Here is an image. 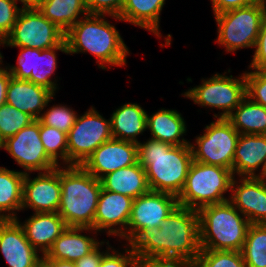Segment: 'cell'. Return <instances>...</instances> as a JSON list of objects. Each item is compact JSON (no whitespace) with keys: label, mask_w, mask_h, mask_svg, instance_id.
<instances>
[{"label":"cell","mask_w":266,"mask_h":267,"mask_svg":"<svg viewBox=\"0 0 266 267\" xmlns=\"http://www.w3.org/2000/svg\"><path fill=\"white\" fill-rule=\"evenodd\" d=\"M128 245L141 265L154 260L196 261L201 251L198 211L177 205L160 227L143 229Z\"/></svg>","instance_id":"1"},{"label":"cell","mask_w":266,"mask_h":267,"mask_svg":"<svg viewBox=\"0 0 266 267\" xmlns=\"http://www.w3.org/2000/svg\"><path fill=\"white\" fill-rule=\"evenodd\" d=\"M137 146L138 162L145 168L150 191L178 196L193 161L190 144L172 146L149 138Z\"/></svg>","instance_id":"2"},{"label":"cell","mask_w":266,"mask_h":267,"mask_svg":"<svg viewBox=\"0 0 266 267\" xmlns=\"http://www.w3.org/2000/svg\"><path fill=\"white\" fill-rule=\"evenodd\" d=\"M67 54L90 53L96 57L98 67L125 66L130 53L127 45L105 15L88 14L65 32ZM107 64V65H106Z\"/></svg>","instance_id":"3"},{"label":"cell","mask_w":266,"mask_h":267,"mask_svg":"<svg viewBox=\"0 0 266 267\" xmlns=\"http://www.w3.org/2000/svg\"><path fill=\"white\" fill-rule=\"evenodd\" d=\"M61 198L58 213L68 227L94 229V217L102 190L99 179L81 165L60 167Z\"/></svg>","instance_id":"4"},{"label":"cell","mask_w":266,"mask_h":267,"mask_svg":"<svg viewBox=\"0 0 266 267\" xmlns=\"http://www.w3.org/2000/svg\"><path fill=\"white\" fill-rule=\"evenodd\" d=\"M198 216L201 250H242L251 223L229 200L202 207Z\"/></svg>","instance_id":"5"},{"label":"cell","mask_w":266,"mask_h":267,"mask_svg":"<svg viewBox=\"0 0 266 267\" xmlns=\"http://www.w3.org/2000/svg\"><path fill=\"white\" fill-rule=\"evenodd\" d=\"M232 170L192 161L184 187L177 196L178 205L199 211L202 207L229 200L224 194L231 190Z\"/></svg>","instance_id":"6"},{"label":"cell","mask_w":266,"mask_h":267,"mask_svg":"<svg viewBox=\"0 0 266 267\" xmlns=\"http://www.w3.org/2000/svg\"><path fill=\"white\" fill-rule=\"evenodd\" d=\"M218 31L217 44L227 52L254 48L263 20L266 5L257 0L253 4L214 15Z\"/></svg>","instance_id":"7"},{"label":"cell","mask_w":266,"mask_h":267,"mask_svg":"<svg viewBox=\"0 0 266 267\" xmlns=\"http://www.w3.org/2000/svg\"><path fill=\"white\" fill-rule=\"evenodd\" d=\"M225 74L216 73L210 78H202L200 85L189 88L182 95L201 107L222 110L219 115L214 114L215 118H227L246 97V81L244 72L239 78Z\"/></svg>","instance_id":"8"},{"label":"cell","mask_w":266,"mask_h":267,"mask_svg":"<svg viewBox=\"0 0 266 267\" xmlns=\"http://www.w3.org/2000/svg\"><path fill=\"white\" fill-rule=\"evenodd\" d=\"M203 132L190 143L193 161L232 170L239 132L226 118H216Z\"/></svg>","instance_id":"9"},{"label":"cell","mask_w":266,"mask_h":267,"mask_svg":"<svg viewBox=\"0 0 266 267\" xmlns=\"http://www.w3.org/2000/svg\"><path fill=\"white\" fill-rule=\"evenodd\" d=\"M65 40V32L49 21L38 9H21L11 33L1 45L48 49Z\"/></svg>","instance_id":"10"},{"label":"cell","mask_w":266,"mask_h":267,"mask_svg":"<svg viewBox=\"0 0 266 267\" xmlns=\"http://www.w3.org/2000/svg\"><path fill=\"white\" fill-rule=\"evenodd\" d=\"M110 119H105L92 106L67 133L68 165H82L104 142L112 139Z\"/></svg>","instance_id":"11"},{"label":"cell","mask_w":266,"mask_h":267,"mask_svg":"<svg viewBox=\"0 0 266 267\" xmlns=\"http://www.w3.org/2000/svg\"><path fill=\"white\" fill-rule=\"evenodd\" d=\"M17 65H8L9 73L16 79L29 80L36 85L45 87L54 95L58 89L57 80H53V75L57 69V50L67 54V43L64 40L61 44L48 49H32L27 47L19 48Z\"/></svg>","instance_id":"12"},{"label":"cell","mask_w":266,"mask_h":267,"mask_svg":"<svg viewBox=\"0 0 266 267\" xmlns=\"http://www.w3.org/2000/svg\"><path fill=\"white\" fill-rule=\"evenodd\" d=\"M39 134V120H34L2 142V148L23 168L25 174L47 172L58 167L47 155Z\"/></svg>","instance_id":"13"},{"label":"cell","mask_w":266,"mask_h":267,"mask_svg":"<svg viewBox=\"0 0 266 267\" xmlns=\"http://www.w3.org/2000/svg\"><path fill=\"white\" fill-rule=\"evenodd\" d=\"M178 205L177 196L166 192L149 191L133 200L126 233L120 238L129 243L140 231L160 227Z\"/></svg>","instance_id":"14"},{"label":"cell","mask_w":266,"mask_h":267,"mask_svg":"<svg viewBox=\"0 0 266 267\" xmlns=\"http://www.w3.org/2000/svg\"><path fill=\"white\" fill-rule=\"evenodd\" d=\"M23 180L22 209L31 208L34 213L58 212L61 198L60 165L47 172H38Z\"/></svg>","instance_id":"15"},{"label":"cell","mask_w":266,"mask_h":267,"mask_svg":"<svg viewBox=\"0 0 266 267\" xmlns=\"http://www.w3.org/2000/svg\"><path fill=\"white\" fill-rule=\"evenodd\" d=\"M136 163L137 144L112 138L100 145L81 166L100 180L110 172Z\"/></svg>","instance_id":"16"},{"label":"cell","mask_w":266,"mask_h":267,"mask_svg":"<svg viewBox=\"0 0 266 267\" xmlns=\"http://www.w3.org/2000/svg\"><path fill=\"white\" fill-rule=\"evenodd\" d=\"M133 200L130 196L102 188L94 217V230L121 238L127 231Z\"/></svg>","instance_id":"17"},{"label":"cell","mask_w":266,"mask_h":267,"mask_svg":"<svg viewBox=\"0 0 266 267\" xmlns=\"http://www.w3.org/2000/svg\"><path fill=\"white\" fill-rule=\"evenodd\" d=\"M234 177L229 202L251 224H266V182L257 177Z\"/></svg>","instance_id":"18"},{"label":"cell","mask_w":266,"mask_h":267,"mask_svg":"<svg viewBox=\"0 0 266 267\" xmlns=\"http://www.w3.org/2000/svg\"><path fill=\"white\" fill-rule=\"evenodd\" d=\"M0 251L9 267H34L41 257L16 219L0 220Z\"/></svg>","instance_id":"19"},{"label":"cell","mask_w":266,"mask_h":267,"mask_svg":"<svg viewBox=\"0 0 266 267\" xmlns=\"http://www.w3.org/2000/svg\"><path fill=\"white\" fill-rule=\"evenodd\" d=\"M54 94L45 87L29 80H20L11 76L6 95V103L38 120L54 98Z\"/></svg>","instance_id":"20"},{"label":"cell","mask_w":266,"mask_h":267,"mask_svg":"<svg viewBox=\"0 0 266 267\" xmlns=\"http://www.w3.org/2000/svg\"><path fill=\"white\" fill-rule=\"evenodd\" d=\"M22 226L27 240L38 251L45 255L51 249L54 241L68 227L58 212L34 213Z\"/></svg>","instance_id":"21"},{"label":"cell","mask_w":266,"mask_h":267,"mask_svg":"<svg viewBox=\"0 0 266 267\" xmlns=\"http://www.w3.org/2000/svg\"><path fill=\"white\" fill-rule=\"evenodd\" d=\"M265 161L266 134H240L233 158L234 177H256V171L259 167V173L262 171Z\"/></svg>","instance_id":"22"},{"label":"cell","mask_w":266,"mask_h":267,"mask_svg":"<svg viewBox=\"0 0 266 267\" xmlns=\"http://www.w3.org/2000/svg\"><path fill=\"white\" fill-rule=\"evenodd\" d=\"M97 234L90 227H67L65 231L54 241L51 249L47 252L49 258L76 262L83 256L93 251L100 243L96 237L86 236L83 232Z\"/></svg>","instance_id":"23"},{"label":"cell","mask_w":266,"mask_h":267,"mask_svg":"<svg viewBox=\"0 0 266 267\" xmlns=\"http://www.w3.org/2000/svg\"><path fill=\"white\" fill-rule=\"evenodd\" d=\"M110 124L114 139L138 144L137 136L147 129V112L137 103H125L111 114Z\"/></svg>","instance_id":"24"},{"label":"cell","mask_w":266,"mask_h":267,"mask_svg":"<svg viewBox=\"0 0 266 267\" xmlns=\"http://www.w3.org/2000/svg\"><path fill=\"white\" fill-rule=\"evenodd\" d=\"M100 181L104 190L130 196L133 199L150 191L145 168L139 162L110 172Z\"/></svg>","instance_id":"25"},{"label":"cell","mask_w":266,"mask_h":267,"mask_svg":"<svg viewBox=\"0 0 266 267\" xmlns=\"http://www.w3.org/2000/svg\"><path fill=\"white\" fill-rule=\"evenodd\" d=\"M185 122L181 113L173 109L162 108L150 116L147 114V129L151 132V138L172 146L190 144L182 138L187 132Z\"/></svg>","instance_id":"26"},{"label":"cell","mask_w":266,"mask_h":267,"mask_svg":"<svg viewBox=\"0 0 266 267\" xmlns=\"http://www.w3.org/2000/svg\"><path fill=\"white\" fill-rule=\"evenodd\" d=\"M164 4L165 0H125L119 21L139 26L161 38L159 23Z\"/></svg>","instance_id":"27"},{"label":"cell","mask_w":266,"mask_h":267,"mask_svg":"<svg viewBox=\"0 0 266 267\" xmlns=\"http://www.w3.org/2000/svg\"><path fill=\"white\" fill-rule=\"evenodd\" d=\"M25 173L0 167V220L18 219Z\"/></svg>","instance_id":"28"},{"label":"cell","mask_w":266,"mask_h":267,"mask_svg":"<svg viewBox=\"0 0 266 267\" xmlns=\"http://www.w3.org/2000/svg\"><path fill=\"white\" fill-rule=\"evenodd\" d=\"M226 119L239 134H266V107L247 96Z\"/></svg>","instance_id":"29"},{"label":"cell","mask_w":266,"mask_h":267,"mask_svg":"<svg viewBox=\"0 0 266 267\" xmlns=\"http://www.w3.org/2000/svg\"><path fill=\"white\" fill-rule=\"evenodd\" d=\"M37 9L64 32L88 15L85 0H46Z\"/></svg>","instance_id":"30"},{"label":"cell","mask_w":266,"mask_h":267,"mask_svg":"<svg viewBox=\"0 0 266 267\" xmlns=\"http://www.w3.org/2000/svg\"><path fill=\"white\" fill-rule=\"evenodd\" d=\"M241 253L247 267H266V224H250Z\"/></svg>","instance_id":"31"},{"label":"cell","mask_w":266,"mask_h":267,"mask_svg":"<svg viewBox=\"0 0 266 267\" xmlns=\"http://www.w3.org/2000/svg\"><path fill=\"white\" fill-rule=\"evenodd\" d=\"M40 139L47 155L59 166L68 165L67 133L39 121ZM63 163L60 164L59 161Z\"/></svg>","instance_id":"32"},{"label":"cell","mask_w":266,"mask_h":267,"mask_svg":"<svg viewBox=\"0 0 266 267\" xmlns=\"http://www.w3.org/2000/svg\"><path fill=\"white\" fill-rule=\"evenodd\" d=\"M34 119L27 113L17 110L5 103L0 107V141L14 136L22 128L28 126Z\"/></svg>","instance_id":"33"},{"label":"cell","mask_w":266,"mask_h":267,"mask_svg":"<svg viewBox=\"0 0 266 267\" xmlns=\"http://www.w3.org/2000/svg\"><path fill=\"white\" fill-rule=\"evenodd\" d=\"M196 262L200 267H247L241 251L201 250Z\"/></svg>","instance_id":"34"},{"label":"cell","mask_w":266,"mask_h":267,"mask_svg":"<svg viewBox=\"0 0 266 267\" xmlns=\"http://www.w3.org/2000/svg\"><path fill=\"white\" fill-rule=\"evenodd\" d=\"M78 114L66 105H53L45 110L38 119L43 125L54 127L68 133L74 126Z\"/></svg>","instance_id":"35"},{"label":"cell","mask_w":266,"mask_h":267,"mask_svg":"<svg viewBox=\"0 0 266 267\" xmlns=\"http://www.w3.org/2000/svg\"><path fill=\"white\" fill-rule=\"evenodd\" d=\"M246 96L253 102L266 107V72H244Z\"/></svg>","instance_id":"36"},{"label":"cell","mask_w":266,"mask_h":267,"mask_svg":"<svg viewBox=\"0 0 266 267\" xmlns=\"http://www.w3.org/2000/svg\"><path fill=\"white\" fill-rule=\"evenodd\" d=\"M126 246L124 249L126 254L111 248L102 257L99 267H142L131 247L128 244Z\"/></svg>","instance_id":"37"},{"label":"cell","mask_w":266,"mask_h":267,"mask_svg":"<svg viewBox=\"0 0 266 267\" xmlns=\"http://www.w3.org/2000/svg\"><path fill=\"white\" fill-rule=\"evenodd\" d=\"M21 9L16 0H0V42L11 33Z\"/></svg>","instance_id":"38"},{"label":"cell","mask_w":266,"mask_h":267,"mask_svg":"<svg viewBox=\"0 0 266 267\" xmlns=\"http://www.w3.org/2000/svg\"><path fill=\"white\" fill-rule=\"evenodd\" d=\"M125 0H85L88 14L107 15L119 20Z\"/></svg>","instance_id":"39"},{"label":"cell","mask_w":266,"mask_h":267,"mask_svg":"<svg viewBox=\"0 0 266 267\" xmlns=\"http://www.w3.org/2000/svg\"><path fill=\"white\" fill-rule=\"evenodd\" d=\"M254 48L253 58L248 68L266 72V17L262 22Z\"/></svg>","instance_id":"40"},{"label":"cell","mask_w":266,"mask_h":267,"mask_svg":"<svg viewBox=\"0 0 266 267\" xmlns=\"http://www.w3.org/2000/svg\"><path fill=\"white\" fill-rule=\"evenodd\" d=\"M106 243L107 250L100 252L102 249L101 246ZM109 241H101V243L89 254L83 256L75 262L76 267H99L102 257L111 249Z\"/></svg>","instance_id":"41"},{"label":"cell","mask_w":266,"mask_h":267,"mask_svg":"<svg viewBox=\"0 0 266 267\" xmlns=\"http://www.w3.org/2000/svg\"><path fill=\"white\" fill-rule=\"evenodd\" d=\"M214 15L229 10L242 8L253 4L257 0H210Z\"/></svg>","instance_id":"42"},{"label":"cell","mask_w":266,"mask_h":267,"mask_svg":"<svg viewBox=\"0 0 266 267\" xmlns=\"http://www.w3.org/2000/svg\"><path fill=\"white\" fill-rule=\"evenodd\" d=\"M142 267H200L196 261L154 260L142 264Z\"/></svg>","instance_id":"43"},{"label":"cell","mask_w":266,"mask_h":267,"mask_svg":"<svg viewBox=\"0 0 266 267\" xmlns=\"http://www.w3.org/2000/svg\"><path fill=\"white\" fill-rule=\"evenodd\" d=\"M2 58H4L1 54L0 59V107L6 103V95H7V87L11 78V74L8 71L6 66H3Z\"/></svg>","instance_id":"44"},{"label":"cell","mask_w":266,"mask_h":267,"mask_svg":"<svg viewBox=\"0 0 266 267\" xmlns=\"http://www.w3.org/2000/svg\"><path fill=\"white\" fill-rule=\"evenodd\" d=\"M22 2L21 8L31 9L40 7L46 0H16V2Z\"/></svg>","instance_id":"45"},{"label":"cell","mask_w":266,"mask_h":267,"mask_svg":"<svg viewBox=\"0 0 266 267\" xmlns=\"http://www.w3.org/2000/svg\"><path fill=\"white\" fill-rule=\"evenodd\" d=\"M44 256L52 263L53 267H76L75 262L49 258L46 254Z\"/></svg>","instance_id":"46"},{"label":"cell","mask_w":266,"mask_h":267,"mask_svg":"<svg viewBox=\"0 0 266 267\" xmlns=\"http://www.w3.org/2000/svg\"><path fill=\"white\" fill-rule=\"evenodd\" d=\"M34 267H53L52 263L44 256L41 257L36 261Z\"/></svg>","instance_id":"47"},{"label":"cell","mask_w":266,"mask_h":267,"mask_svg":"<svg viewBox=\"0 0 266 267\" xmlns=\"http://www.w3.org/2000/svg\"><path fill=\"white\" fill-rule=\"evenodd\" d=\"M258 179L263 180L264 182H266V161L265 164L262 168V171L260 173L257 174L256 176Z\"/></svg>","instance_id":"48"},{"label":"cell","mask_w":266,"mask_h":267,"mask_svg":"<svg viewBox=\"0 0 266 267\" xmlns=\"http://www.w3.org/2000/svg\"><path fill=\"white\" fill-rule=\"evenodd\" d=\"M260 1H262L266 5V0H260Z\"/></svg>","instance_id":"49"}]
</instances>
